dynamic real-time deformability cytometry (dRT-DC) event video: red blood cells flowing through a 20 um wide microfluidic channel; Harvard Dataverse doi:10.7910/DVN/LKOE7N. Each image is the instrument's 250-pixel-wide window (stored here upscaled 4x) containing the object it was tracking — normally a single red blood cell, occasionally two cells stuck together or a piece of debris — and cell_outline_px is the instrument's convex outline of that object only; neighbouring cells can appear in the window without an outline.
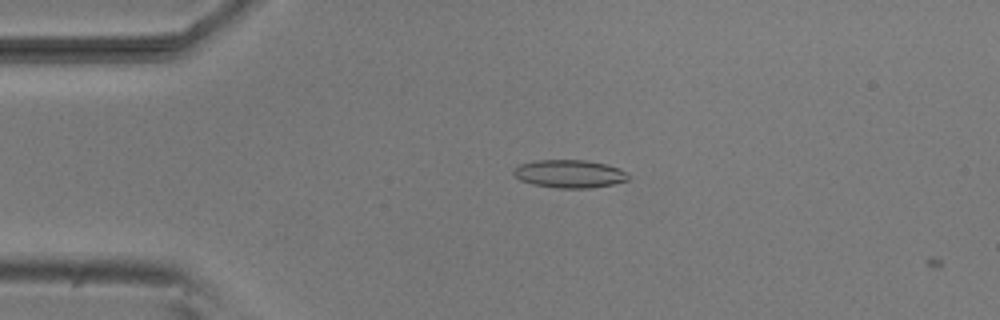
{"species": "common noctule bat (a hibernating species)", "species_latin": "Nyctalus noctula", "temperature_condition": "room temperature", "stored_images_in_passage": 2, "camera_frame_rate_fps": 3000, "um_per_image_px": 0.085, "animal": {"sex": "male", "body_mass_g": 20.5, "forearm_length_mm": 52.5}, "frame": {"image": 1, "passage_image": 1, "time_ms": 0.0, "image_size_px": [1000, 320], "cell_outline_px": [[628, 180], [612, 184], [588, 188], [560, 188], [532, 184], [520, 180], [512, 172], [520, 164], [536, 160], [584, 160], [604, 164], [620, 168], [628, 172]], "centroid_in_image_um": [48.41, 14.77], "position_along_channel_um": 36.6, "area_um2": 18.55}}